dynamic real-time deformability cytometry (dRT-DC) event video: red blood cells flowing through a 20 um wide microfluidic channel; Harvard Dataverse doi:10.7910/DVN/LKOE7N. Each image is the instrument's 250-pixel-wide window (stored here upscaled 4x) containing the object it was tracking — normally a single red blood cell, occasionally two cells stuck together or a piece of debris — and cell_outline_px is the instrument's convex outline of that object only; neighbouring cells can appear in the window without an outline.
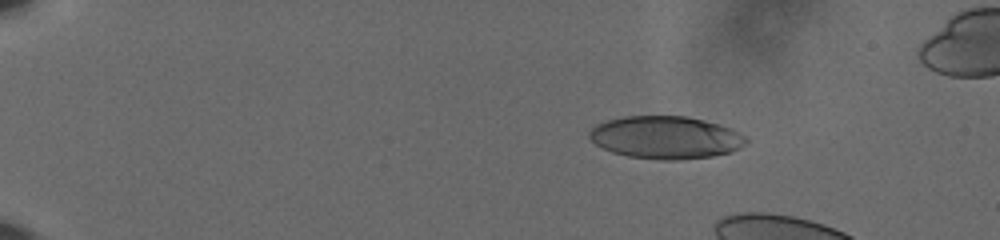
{"species": "human", "species_latin": "Homo sapiens", "temperature_condition": "cold", "stored_images_in_passage": 21, "camera_frame_rate_fps": 3000, "um_per_image_px": 0.085, "donor": {"sex": "male"}, "frame": {"image": 1, "passage_image": 12, "time_ms": 3.667, "image_size_px": [1000, 240], "cell_outline_px": [[748, 140], [740, 148], [732, 152], [712, 156], [676, 160], [664, 160], [628, 156], [612, 152], [596, 144], [588, 136], [588, 132], [596, 124], [608, 120], [624, 116], [688, 116], [720, 124], [732, 128], [740, 132]], "centroid_in_image_um": [56.61, 11.68], "position_along_channel_um": 28.4, "area_um2": 39.02}}